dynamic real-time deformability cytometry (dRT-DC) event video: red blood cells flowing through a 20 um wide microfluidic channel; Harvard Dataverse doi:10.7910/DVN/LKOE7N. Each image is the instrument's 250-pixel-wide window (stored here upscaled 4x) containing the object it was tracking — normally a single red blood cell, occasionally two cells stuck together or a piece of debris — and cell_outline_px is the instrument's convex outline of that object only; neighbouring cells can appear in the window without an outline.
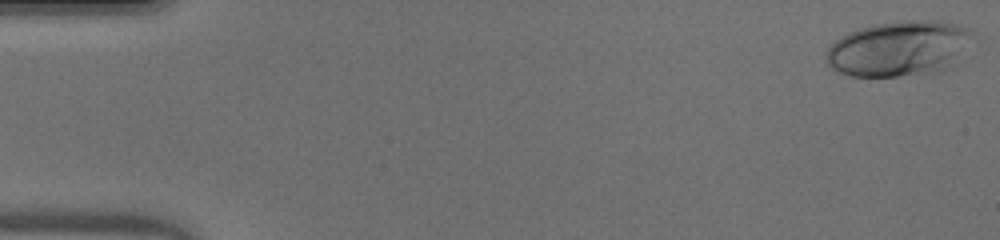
{"species": "human", "species_latin": "Homo sapiens", "temperature_condition": "warm", "stored_images_in_passage": 43, "camera_frame_rate_fps": 3000, "um_per_image_px": 0.085, "donor": {"sex": "male"}, "frame": {"image": 1, "passage_image": 1, "time_ms": 0.0, "image_size_px": [1000, 240], "cell_outline_px": [[976, 32], [948, 64], [940, 72], [896, 76], [848, 76], [832, 68], [824, 60], [824, 56], [828, 48], [840, 36], [848, 32], [860, 28], [876, 24], [904, 20], [932, 20], [952, 24], [968, 28]], "centroid_in_image_um": [76.3, 4.12], "position_along_channel_um": 8.7, "area_um2": 46.41}}
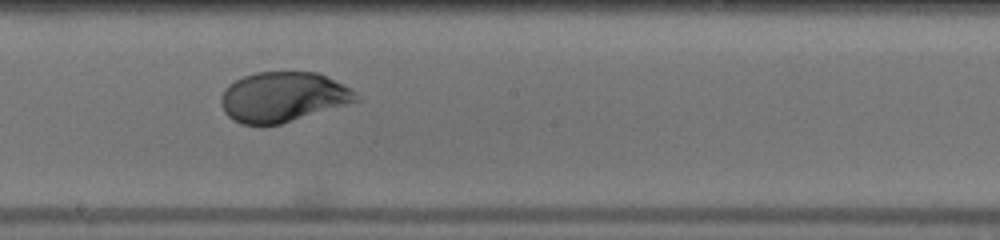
{"frame": {"image": 2, "passage_image": 28, "time_ms": 9.0, "image_size_px": [1000, 240], "cell_outline_px": [[360, 100], [280, 124], [240, 124], [228, 116], [224, 112], [220, 104], [220, 96], [224, 88], [228, 84], [244, 76], [256, 72], [320, 72], [352, 88], [356, 92]], "centroid_in_image_um": [24.04, 8.22], "position_along_channel_um": 224.2, "area_um2": 39.42}}
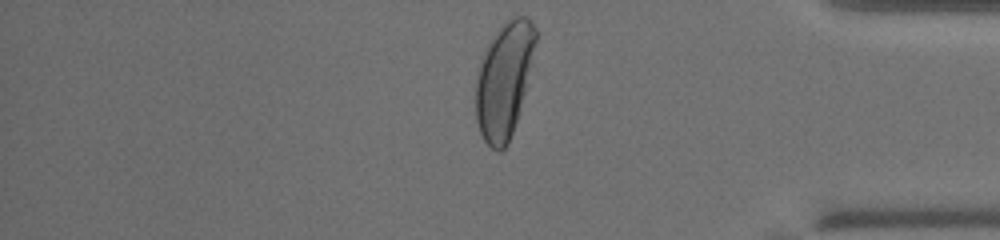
{"frame": {"image": 3, "passage_image": 42, "time_ms": 13.667, "image_size_px": [1000, 240], "cell_outline_px": [[536, 40], [524, 92], [516, 120], [508, 144], [500, 152], [496, 152], [484, 140], [480, 132], [476, 120], [476, 80], [480, 64], [484, 52], [492, 36], [504, 20], [512, 16], [528, 16], [536, 28]], "centroid_in_image_um": [42.83, 6.76], "position_along_channel_um": 392.4, "area_um2": 39.77}, "authors_computed_cell_mechanics": {"area_um2": 40.2288, "velocity_mm_per_s": 4.0903, "shape_relaxation_time_tau1_ms": 4.3445, "shape_relaxation_time_tau2_ms": null, "deformation_change_tau1": 0.2406, "deformation_change_tau2": null}}